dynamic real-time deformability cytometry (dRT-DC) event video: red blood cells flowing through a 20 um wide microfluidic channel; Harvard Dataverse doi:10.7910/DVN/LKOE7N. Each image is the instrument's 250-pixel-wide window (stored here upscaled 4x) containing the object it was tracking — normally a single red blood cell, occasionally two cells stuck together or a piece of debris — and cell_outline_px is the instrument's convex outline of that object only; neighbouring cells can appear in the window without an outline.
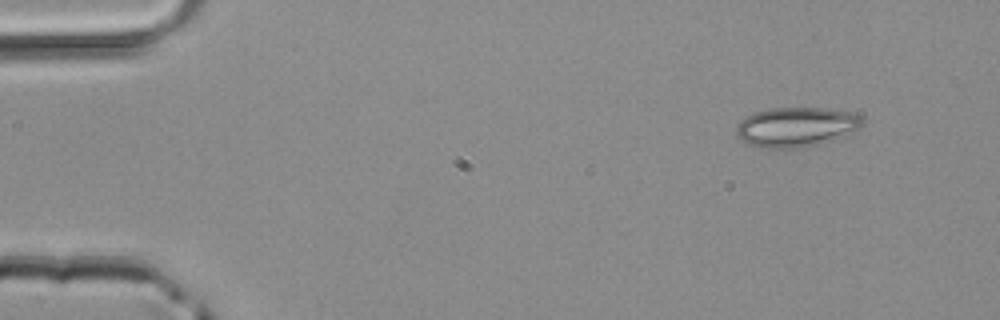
{"species": "common noctule bat (a hibernating species)", "species_latin": "Nyctalus noctula", "temperature_condition": "room temperature", "stored_images_in_passage": 3, "camera_frame_rate_fps": 3000, "um_per_image_px": 0.085, "animal": {"sex": "male", "body_mass_g": 20.4}, "frame": {"image": 1, "passage_image": 1, "time_ms": 0.0, "image_size_px": [1000, 320], "cell_outline_px": [[864, 124], [860, 128], [800, 148], [760, 148], [748, 144], [736, 132], [736, 124], [740, 120], [752, 112], [768, 108], [824, 108], [852, 112], [860, 116], [864, 120]], "centroid_in_image_um": [67.6, 10.76], "position_along_channel_um": 17.4, "area_um2": 28.61}}